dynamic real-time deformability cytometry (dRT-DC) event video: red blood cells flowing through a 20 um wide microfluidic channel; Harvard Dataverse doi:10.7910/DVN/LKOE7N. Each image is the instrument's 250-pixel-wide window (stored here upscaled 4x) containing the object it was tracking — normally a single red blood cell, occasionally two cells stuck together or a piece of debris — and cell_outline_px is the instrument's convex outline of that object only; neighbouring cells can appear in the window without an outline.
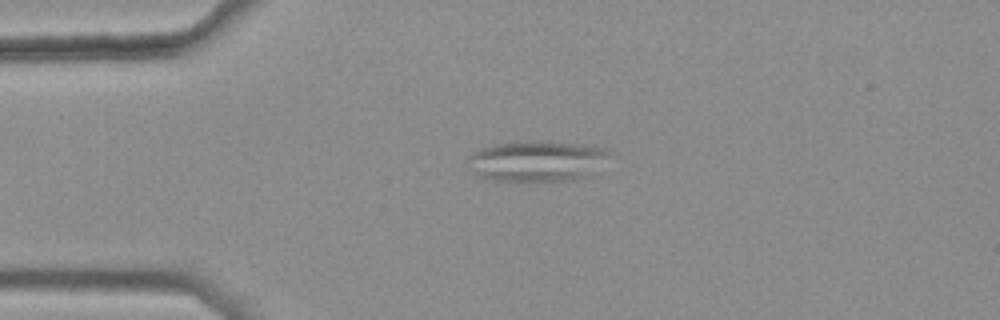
{"species": "common noctule bat (a hibernating species)", "species_latin": "Nyctalus noctula", "temperature_condition": "warm", "stored_images_in_passage": 35, "camera_frame_rate_fps": 3000, "um_per_image_px": 0.085, "animal": {"sex": "female", "body_mass_g": 25.1}, "frame": {"image": 1, "passage_image": 1, "time_ms": 0.0, "image_size_px": [1000, 320], "cell_outline_px": [[612, 152], [584, 176], [572, 180], [492, 180], [468, 172], [468, 156], [472, 152], [480, 148], [496, 144], [520, 140], [548, 140], [584, 144], [604, 148]], "centroid_in_image_um": [45.52, 13.64], "position_along_channel_um": 39.5, "area_um2": 33.52}}
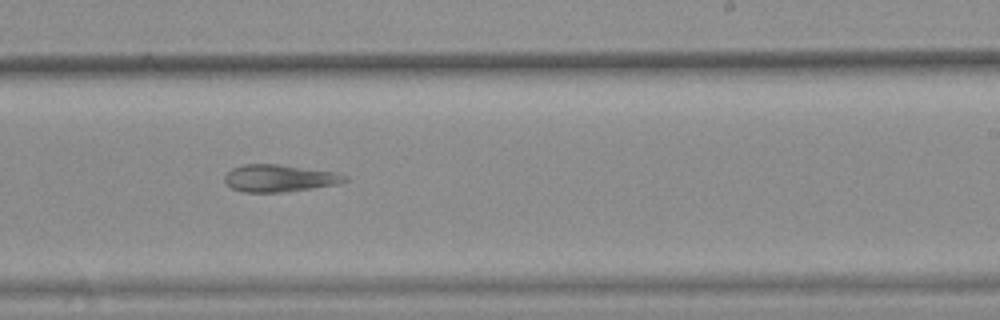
{"frame": {"image": 2, "passage_image": 21, "time_ms": 6.667, "image_size_px": [1000, 320], "cell_outline_px": [[348, 180], [340, 184], [312, 188], [280, 192], [244, 192], [232, 188], [224, 180], [224, 176], [232, 168], [244, 164], [276, 164], [336, 172], [348, 176]], "centroid_in_image_um": [23.77, 15.14], "position_along_channel_um": 265.2, "area_um2": 18.96}}
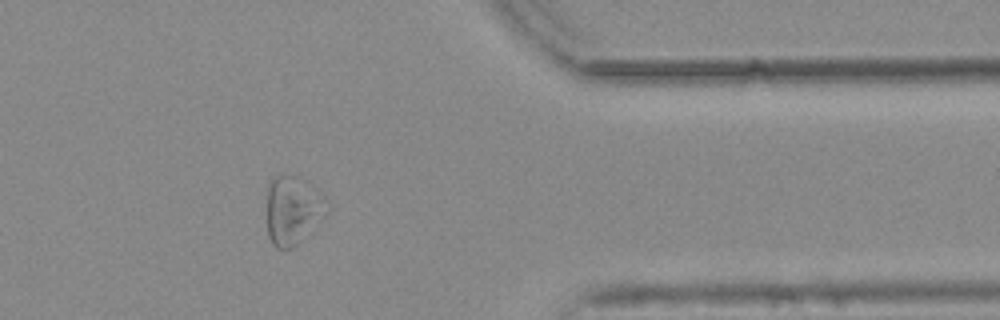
{"frame": {"image": 3, "passage_image": 32, "time_ms": 10.333, "image_size_px": [1000, 320], "cell_outline_px": [[308, 212], [296, 244], [292, 248], [276, 248], [272, 244], [268, 236], [268, 180], [272, 176], [280, 172], [288, 172], [308, 180]], "centroid_in_image_um": [24.37, 17.73], "position_along_channel_um": 387.0, "area_um2": 19.02}, "authors_computed_cell_mechanics": {"area_um2": 20.8658, "velocity_mm_per_s": 3.7936, "shape_relaxation_time_tau1_ms": null, "shape_relaxation_time_tau2_ms": 4.8015, "deformation_change_tau1": null, "deformation_change_tau2": 0.1066}}